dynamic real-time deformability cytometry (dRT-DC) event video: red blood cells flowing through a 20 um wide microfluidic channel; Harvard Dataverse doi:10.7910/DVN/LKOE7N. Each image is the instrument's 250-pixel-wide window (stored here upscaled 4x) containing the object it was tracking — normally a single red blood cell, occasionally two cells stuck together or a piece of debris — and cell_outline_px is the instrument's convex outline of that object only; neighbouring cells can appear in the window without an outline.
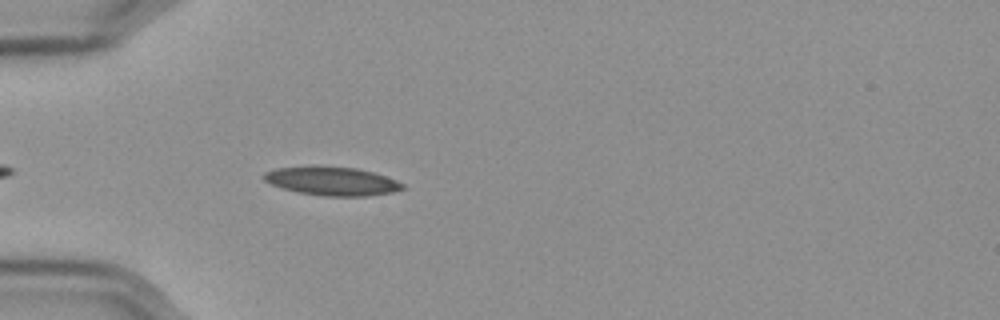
{"species": "Egyptian fruit bat (a non-hibernating species)", "species_latin": "Rousettus aegyptiacus", "temperature_condition": "cold", "stored_images_in_passage": 44, "camera_frame_rate_fps": 3000, "um_per_image_px": 0.085, "frame": {"image": 1, "passage_image": 4, "time_ms": 1.0, "image_size_px": [1000, 320], "cell_outline_px": [[404, 188], [392, 192], [364, 196], [324, 196], [300, 192], [284, 188], [272, 184], [264, 180], [260, 176], [264, 172], [276, 168], [312, 164], [320, 164], [356, 168], [372, 172], [396, 180], [404, 184]], "centroid_in_image_um": [28.15, 15.35], "position_along_channel_um": 56.8, "area_um2": 23.47}}
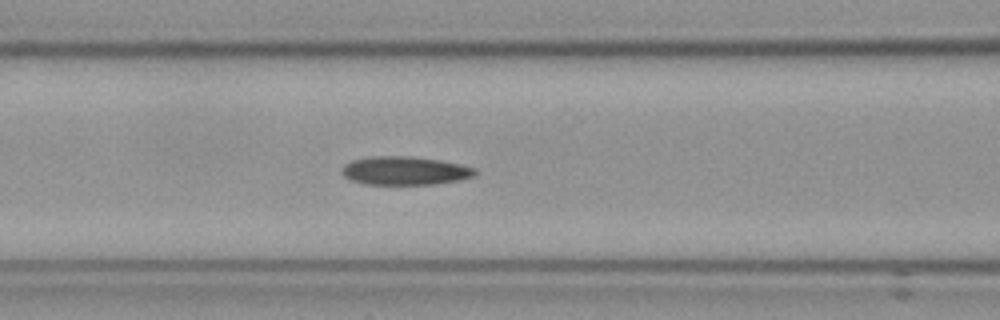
{"frame": {"image": 2, "passage_image": 11, "time_ms": 3.333, "image_size_px": [1000, 320], "cell_outline_px": [[476, 172], [472, 176], [460, 180], [432, 184], [368, 184], [352, 180], [344, 176], [340, 172], [340, 168], [344, 164], [352, 160], [368, 156], [412, 156], [440, 160], [460, 164], [476, 168]], "centroid_in_image_um": [34.37, 14.49], "position_along_channel_um": 132.2, "area_um2": 22.14}}
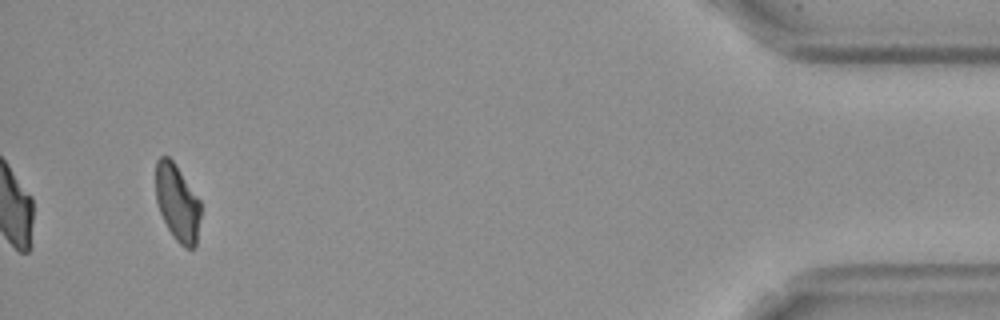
{"frame": {"image": 3, "passage_image": 41, "time_ms": 13.333, "image_size_px": [1000, 320], "cell_outline_px": [[200, 216], [196, 244], [192, 248], [184, 248], [176, 240], [168, 228], [160, 212], [156, 200], [156, 160], [160, 156], [168, 156], [172, 160], [200, 200]], "centroid_in_image_um": [15.07, 17.23], "position_along_channel_um": 420.1, "area_um2": 19.83}, "authors_computed_cell_mechanics": {"area_um2": 21.7906, "velocity_mm_per_s": 3.5656, "shape_relaxation_time_tau1_ms": null, "shape_relaxation_time_tau2_ms": 6.7033, "deformation_change_tau1": null, "deformation_change_tau2": 0.1187}}